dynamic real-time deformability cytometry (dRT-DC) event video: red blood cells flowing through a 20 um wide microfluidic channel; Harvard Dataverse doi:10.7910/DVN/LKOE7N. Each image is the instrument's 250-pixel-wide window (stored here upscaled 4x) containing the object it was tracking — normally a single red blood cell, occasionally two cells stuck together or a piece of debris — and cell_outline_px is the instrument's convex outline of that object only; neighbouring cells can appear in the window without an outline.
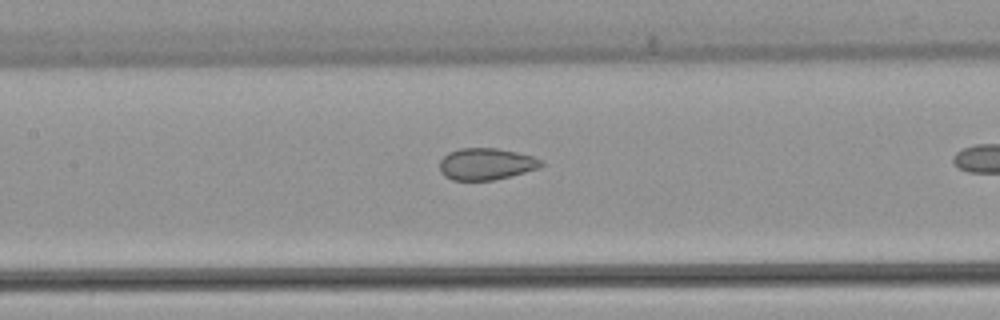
{"species": "common noctule bat (a hibernating species)", "species_latin": "Nyctalus noctula", "temperature_condition": "warm", "stored_images_in_passage": 17, "camera_frame_rate_fps": 3000, "um_per_image_px": 0.085, "animal": {"sex": "female", "body_mass_g": 22.7, "forearm_length_mm": 54.2}, "frame": {"image": 1, "passage_image": 12, "time_ms": 3.667, "image_size_px": [1000, 320], "cell_outline_px": [[544, 164], [540, 168], [512, 176], [492, 180], [452, 180], [444, 176], [440, 172], [440, 160], [448, 152], [460, 148], [496, 148], [516, 152], [532, 156], [540, 160]], "centroid_in_image_um": [41.31, 13.94], "position_along_channel_um": 166.1, "area_um2": 18.84}}
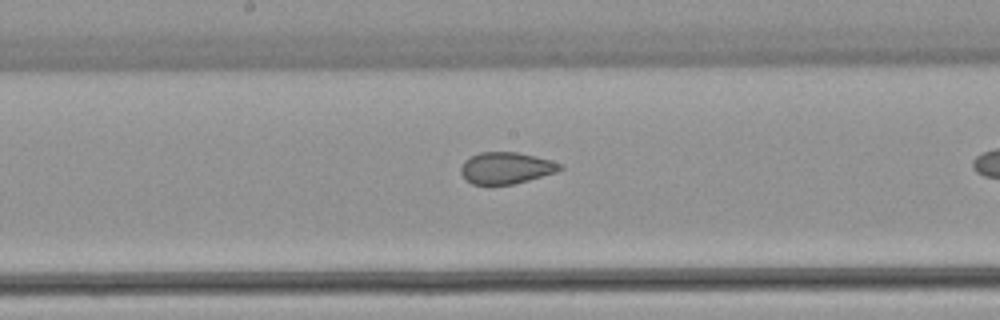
{"frame": {"image": 2, "passage_image": 15, "time_ms": 4.667, "image_size_px": [1000, 320], "cell_outline_px": [[564, 168], [556, 172], [528, 180], [512, 184], [472, 184], [460, 172], [460, 168], [464, 160], [480, 152], [516, 152], [536, 156], [552, 160], [564, 164]], "centroid_in_image_um": [43.05, 14.26], "position_along_channel_um": 205.1, "area_um2": 18.21}}